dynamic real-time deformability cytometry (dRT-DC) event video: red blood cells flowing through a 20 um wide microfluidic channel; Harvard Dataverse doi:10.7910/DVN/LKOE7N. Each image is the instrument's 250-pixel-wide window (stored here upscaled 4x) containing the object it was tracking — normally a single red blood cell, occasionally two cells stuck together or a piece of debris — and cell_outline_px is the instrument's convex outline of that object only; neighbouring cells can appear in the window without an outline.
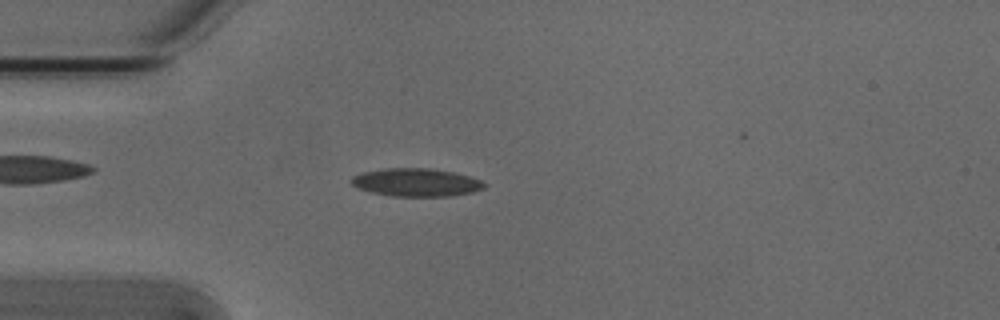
{"species": "Egyptian fruit bat (a non-hibernating species)", "species_latin": "Rousettus aegyptiacus", "temperature_condition": "cold", "stored_images_in_passage": 4, "camera_frame_rate_fps": 3000, "um_per_image_px": 0.085, "animal": {"sex": "male"}, "frame": {"image": 1, "passage_image": 4, "time_ms": 1.0, "image_size_px": [1000, 320], "cell_outline_px": [[488, 184], [484, 188], [472, 192], [452, 196], [392, 196], [372, 192], [356, 188], [352, 184], [352, 176], [364, 172], [384, 168], [428, 168], [456, 172], [472, 176]], "centroid_in_image_um": [35.42, 15.5], "position_along_channel_um": 49.6, "area_um2": 21.85}}